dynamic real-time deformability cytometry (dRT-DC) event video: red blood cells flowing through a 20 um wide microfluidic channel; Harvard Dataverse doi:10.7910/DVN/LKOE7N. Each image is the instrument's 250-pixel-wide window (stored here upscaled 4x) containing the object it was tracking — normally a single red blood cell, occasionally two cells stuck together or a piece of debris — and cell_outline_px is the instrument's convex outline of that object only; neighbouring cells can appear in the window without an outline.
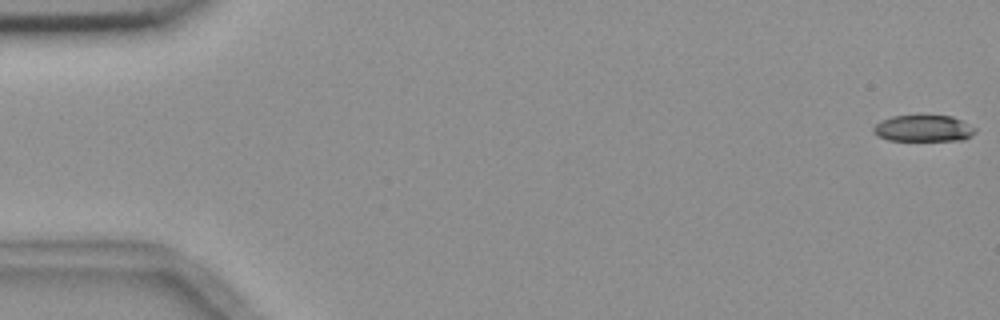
{"species": "common noctule bat (a hibernating species)", "species_latin": "Nyctalus noctula", "temperature_condition": "room temperature", "stored_images_in_passage": 6, "camera_frame_rate_fps": 3000, "um_per_image_px": 0.085, "animal": {"sex": "female", "body_mass_g": 18.4}, "frame": {"image": 1, "passage_image": 1, "time_ms": 0.0, "image_size_px": [1000, 320], "cell_outline_px": [[976, 132], [972, 136], [964, 140], [888, 140], [876, 136], [872, 132], [872, 128], [880, 120], [892, 116], [952, 116], [976, 128]], "centroid_in_image_um": [78.46, 10.92], "position_along_channel_um": 6.5, "area_um2": 15.72}}